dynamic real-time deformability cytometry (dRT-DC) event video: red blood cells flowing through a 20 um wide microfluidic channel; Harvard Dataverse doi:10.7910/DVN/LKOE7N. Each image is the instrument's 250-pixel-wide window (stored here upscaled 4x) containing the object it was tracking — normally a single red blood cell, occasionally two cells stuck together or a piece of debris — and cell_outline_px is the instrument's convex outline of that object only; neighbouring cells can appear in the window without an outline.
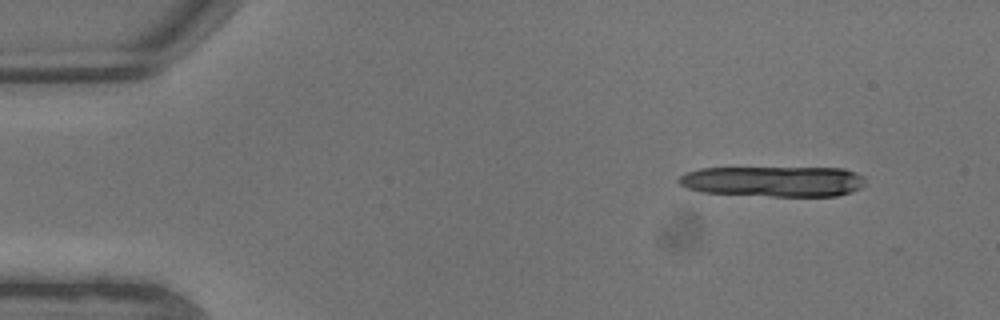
{"species": "common noctule bat (a hibernating species)", "species_latin": "Nyctalus noctula", "temperature_condition": "warm", "stored_images_in_passage": 6, "camera_frame_rate_fps": 3000, "um_per_image_px": 0.085, "animal": {"sex": "male", "body_mass_g": 13.3}, "frame": {"image": 1, "passage_image": 1, "time_ms": 0.0, "image_size_px": [1000, 320], "cell_outline_px": [[864, 184], [860, 188], [836, 196], [772, 196], [700, 192], [688, 188], [680, 184], [676, 180], [684, 172], [700, 168], [844, 168], [856, 172], [864, 176]], "centroid_in_image_um": [65.72, 15.41], "position_along_channel_um": 19.3, "area_um2": 33.29}}